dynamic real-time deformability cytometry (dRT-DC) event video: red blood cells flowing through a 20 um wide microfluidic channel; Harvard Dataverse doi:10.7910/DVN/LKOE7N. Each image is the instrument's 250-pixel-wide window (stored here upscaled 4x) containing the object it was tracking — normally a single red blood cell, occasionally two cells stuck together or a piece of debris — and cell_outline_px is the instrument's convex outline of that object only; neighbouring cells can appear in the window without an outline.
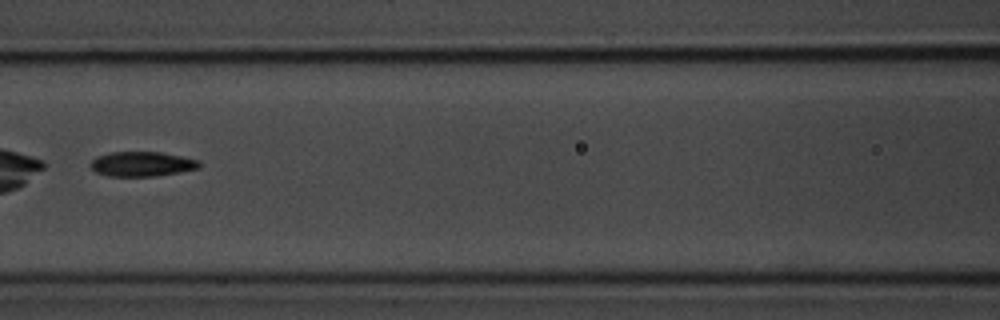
{"species": "common noctule bat (a hibernating species)", "species_latin": "Nyctalus noctula", "temperature_condition": "room temperature", "stored_images_in_passage": 7, "camera_frame_rate_fps": 3000, "um_per_image_px": 0.085, "animal": {"sex": "male", "body_mass_g": 20.1, "forearm_length_mm": 53.5}, "frame": {"image": 1, "passage_image": 7, "time_ms": 7.667, "image_size_px": [1000, 320], "cell_outline_px": [[200, 168], [180, 172], [156, 176], [108, 176], [96, 172], [88, 164], [96, 156], [108, 152], [160, 152], [200, 160]], "centroid_in_image_um": [12.05, 13.94], "position_along_channel_um": 154.6, "area_um2": 15.78}}